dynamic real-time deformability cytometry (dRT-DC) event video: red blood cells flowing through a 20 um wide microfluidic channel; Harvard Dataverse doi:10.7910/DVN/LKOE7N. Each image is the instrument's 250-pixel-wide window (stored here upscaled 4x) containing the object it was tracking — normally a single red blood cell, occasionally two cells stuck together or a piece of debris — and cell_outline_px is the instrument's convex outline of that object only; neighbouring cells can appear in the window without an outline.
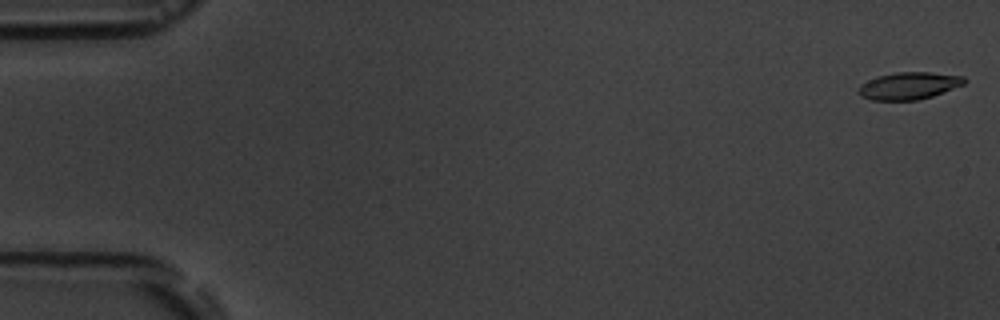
{"species": "common noctule bat (a hibernating species)", "species_latin": "Nyctalus noctula", "temperature_condition": "room temperature", "stored_images_in_passage": 17, "camera_frame_rate_fps": 3000, "um_per_image_px": 0.085, "animal": {"sex": "male", "body_mass_g": 19.5, "forearm_length_mm": 54.6}, "frame": {"image": 1, "passage_image": 1, "time_ms": 0.0, "image_size_px": [1000, 320], "cell_outline_px": [[968, 80], [964, 84], [932, 96], [916, 100], [872, 100], [860, 96], [860, 84], [876, 76], [896, 72], [932, 72], [964, 76]], "centroid_in_image_um": [77.28, 7.28], "position_along_channel_um": 7.7, "area_um2": 16.76}}
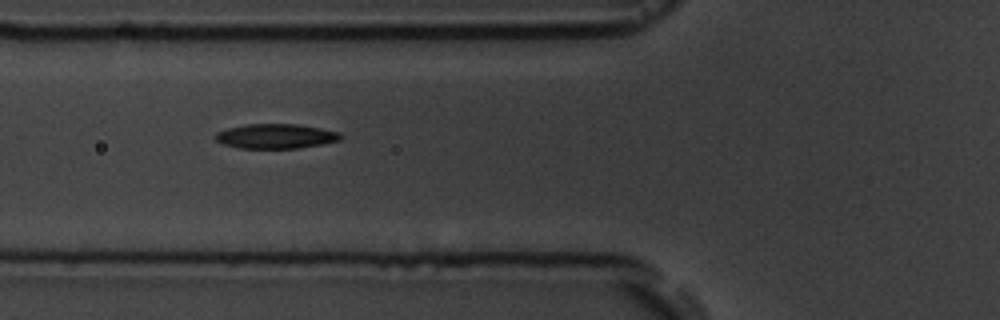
{"frame": {"image": 2, "passage_image": 7, "time_ms": 6.667, "image_size_px": [1000, 320], "cell_outline_px": [[344, 136], [340, 140], [324, 144], [300, 148], [240, 148], [224, 144], [216, 140], [212, 136], [216, 132], [228, 128], [248, 124], [296, 124], [320, 128], [340, 132]], "centroid_in_image_um": [23.46, 11.58], "position_along_channel_um": 102.3, "area_um2": 18.09}}
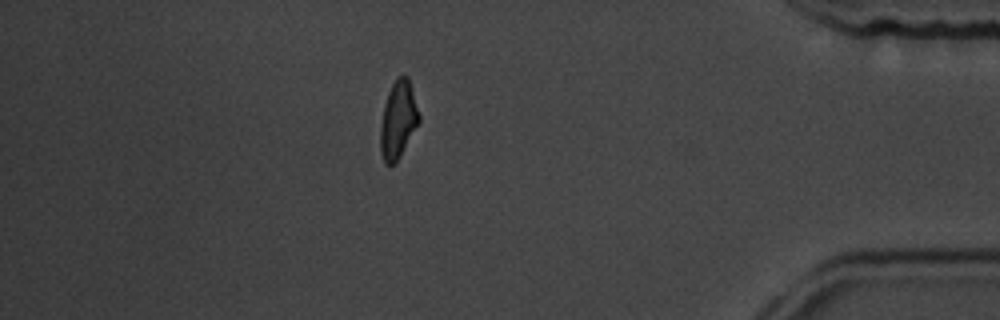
{"frame": {"image": 3, "passage_image": 15, "time_ms": 16.0, "image_size_px": [1000, 320], "cell_outline_px": [[420, 120], [400, 156], [392, 164], [384, 164], [380, 152], [380, 124], [384, 104], [388, 92], [396, 76], [408, 76], [420, 116]], "centroid_in_image_um": [33.82, 10.17], "position_along_channel_um": 401.4, "area_um2": 17.34}, "authors_computed_cell_mechanics": {"area_um2": 17.5134, "velocity_mm_per_s": 3.6447, "shape_relaxation_time_tau1_ms": 2.8718, "shape_relaxation_time_tau2_ms": 5.1133, "deformation_change_tau1": 0.1317, "deformation_change_tau2": 0.1229}}